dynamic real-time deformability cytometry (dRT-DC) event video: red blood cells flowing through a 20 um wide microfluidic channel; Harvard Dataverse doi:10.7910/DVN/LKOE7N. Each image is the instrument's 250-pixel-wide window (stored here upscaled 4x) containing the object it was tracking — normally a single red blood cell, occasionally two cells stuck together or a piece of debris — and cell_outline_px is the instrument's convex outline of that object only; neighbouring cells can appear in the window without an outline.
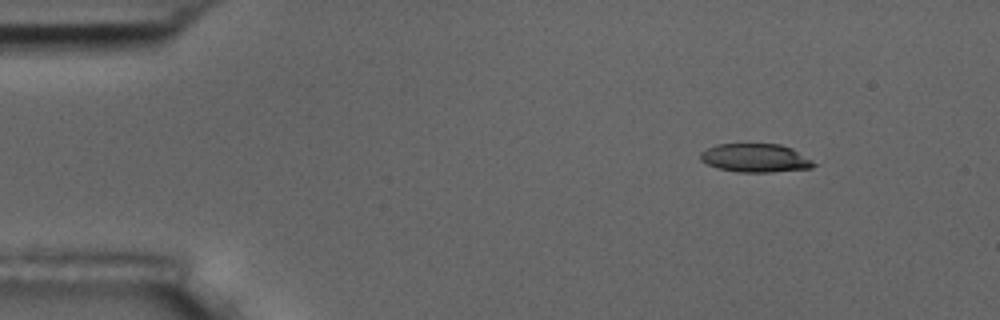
{"species": "common noctule bat (a hibernating species)", "species_latin": "Nyctalus noctula", "temperature_condition": "room temperature", "stored_images_in_passage": 9, "camera_frame_rate_fps": 3000, "um_per_image_px": 0.085, "animal": {"sex": "male", "body_mass_g": 17.5, "forearm_length_mm": 52.3}, "frame": {"image": 1, "passage_image": 1, "time_ms": 0.0, "image_size_px": [1000, 320], "cell_outline_px": [[820, 164], [812, 168], [772, 172], [736, 172], [720, 168], [708, 164], [700, 160], [700, 152], [716, 144], [780, 144], [792, 148]], "centroid_in_image_um": [64.26, 13.43], "position_along_channel_um": 20.7, "area_um2": 18.96}}
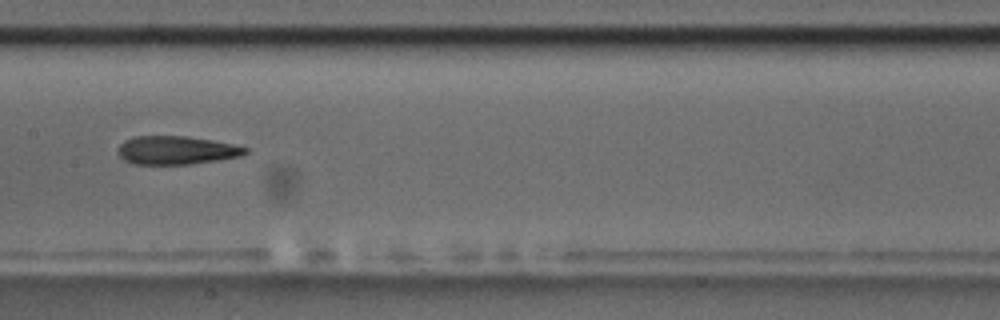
{"frame": {"image": 2, "passage_image": 7, "time_ms": 7.0, "image_size_px": [1000, 320], "cell_outline_px": [[248, 152], [240, 156], [220, 160], [192, 164], [132, 164], [124, 160], [120, 156], [116, 148], [124, 140], [132, 136], [188, 136], [212, 140], [232, 144], [248, 148]], "centroid_in_image_um": [14.96, 12.77], "position_along_channel_um": 192.4, "area_um2": 21.27}}
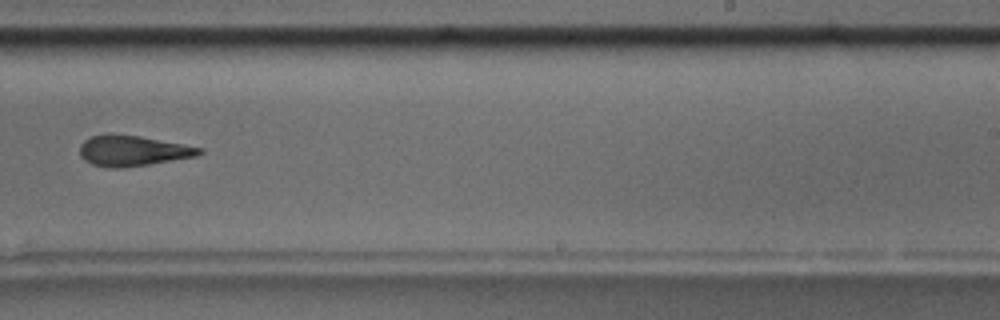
{"frame": {"image": 3, "passage_image": 9, "time_ms": 9.333, "image_size_px": [1000, 320], "cell_outline_px": [[204, 152], [196, 156], [124, 168], [112, 168], [92, 164], [84, 160], [80, 156], [80, 144], [84, 140], [92, 136], [104, 132], [108, 132], [140, 136], [204, 148]], "centroid_in_image_um": [11.24, 12.79], "position_along_channel_um": 277.8, "area_um2": 21.5}}